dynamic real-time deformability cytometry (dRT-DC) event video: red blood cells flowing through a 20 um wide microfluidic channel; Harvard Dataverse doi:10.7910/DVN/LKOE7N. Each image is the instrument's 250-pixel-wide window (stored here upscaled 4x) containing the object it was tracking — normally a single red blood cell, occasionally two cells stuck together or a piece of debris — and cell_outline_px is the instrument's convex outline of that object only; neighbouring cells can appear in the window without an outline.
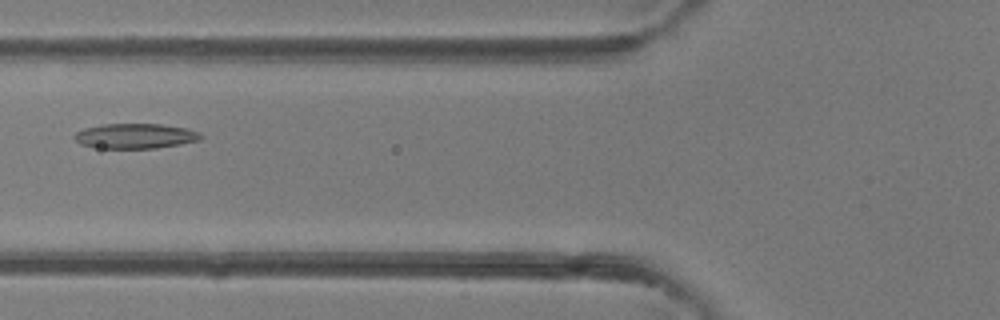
{"species": "common noctule bat (a hibernating species)", "species_latin": "Nyctalus noctula", "temperature_condition": "room temperature", "stored_images_in_passage": 3, "camera_frame_rate_fps": 3000, "um_per_image_px": 0.085, "animal": {"sex": "female"}, "frame": {"image": 1, "passage_image": 3, "time_ms": 2.333, "image_size_px": [1000, 320], "cell_outline_px": [[204, 136], [200, 140], [180, 144], [156, 148], [100, 148], [80, 144], [72, 136], [76, 132], [84, 128], [100, 124], [160, 124], [184, 128], [200, 132]], "centroid_in_image_um": [11.49, 11.56], "position_along_channel_um": 114.3, "area_um2": 18.44}}